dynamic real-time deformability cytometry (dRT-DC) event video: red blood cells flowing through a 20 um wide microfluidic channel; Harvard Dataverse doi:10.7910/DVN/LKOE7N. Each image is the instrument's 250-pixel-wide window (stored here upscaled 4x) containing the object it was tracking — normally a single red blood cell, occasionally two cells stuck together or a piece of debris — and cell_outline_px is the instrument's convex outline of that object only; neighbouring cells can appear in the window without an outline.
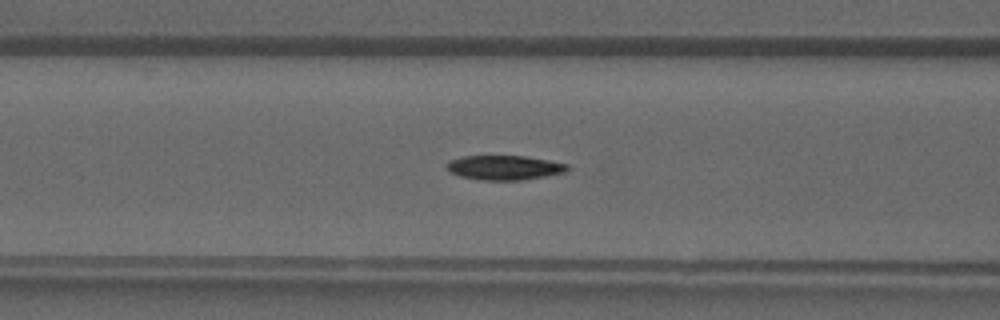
{"species": "common noctule bat (a hibernating species)", "species_latin": "Nyctalus noctula", "temperature_condition": "warm", "stored_images_in_passage": 40, "camera_frame_rate_fps": 3000, "um_per_image_px": 0.085, "animal": {"sex": "male", "forearm_length_mm": 52.5}, "frame": {"image": 1, "passage_image": 16, "time_ms": 5.0, "image_size_px": [1000, 320], "cell_outline_px": [[568, 168], [564, 172], [544, 176], [520, 180], [484, 180], [460, 176], [452, 172], [444, 164], [448, 160], [464, 156], [524, 156], [548, 160], [568, 164]], "centroid_in_image_um": [42.84, 14.24], "position_along_channel_um": 123.8, "area_um2": 16.99}}
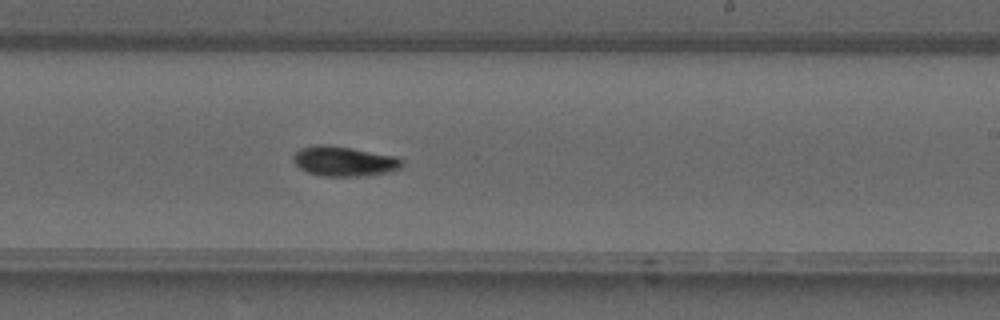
{"frame": {"image": 2, "passage_image": 24, "time_ms": 7.667, "image_size_px": [1000, 320], "cell_outline_px": [[404, 164], [400, 168], [384, 172], [360, 176], [320, 176], [308, 172], [300, 168], [292, 160], [292, 156], [300, 148], [316, 144], [324, 144], [352, 148], [396, 156], [404, 160]], "centroid_in_image_um": [29.22, 13.69], "position_along_channel_um": 259.8, "area_um2": 18.9}}
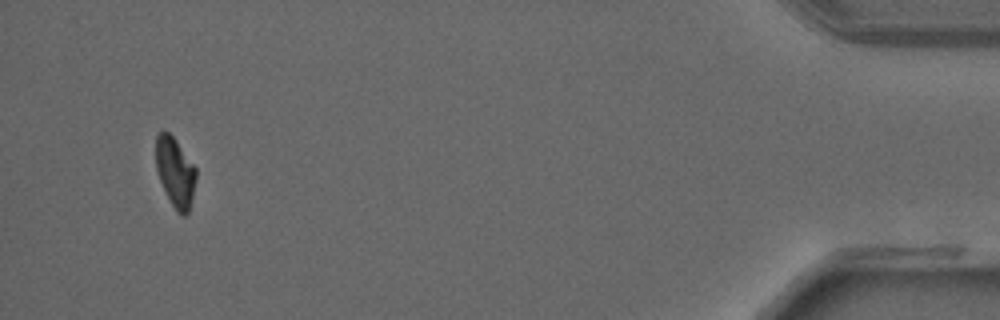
{"frame": {"image": 3, "passage_image": 38, "time_ms": 12.333, "image_size_px": [1000, 320], "cell_outline_px": [[196, 180], [188, 212], [184, 216], [176, 212], [160, 180], [156, 168], [156, 136], [160, 132], [168, 132], [176, 140], [196, 168]], "centroid_in_image_um": [14.9, 14.63], "position_along_channel_um": 420.3, "area_um2": 15.95}}